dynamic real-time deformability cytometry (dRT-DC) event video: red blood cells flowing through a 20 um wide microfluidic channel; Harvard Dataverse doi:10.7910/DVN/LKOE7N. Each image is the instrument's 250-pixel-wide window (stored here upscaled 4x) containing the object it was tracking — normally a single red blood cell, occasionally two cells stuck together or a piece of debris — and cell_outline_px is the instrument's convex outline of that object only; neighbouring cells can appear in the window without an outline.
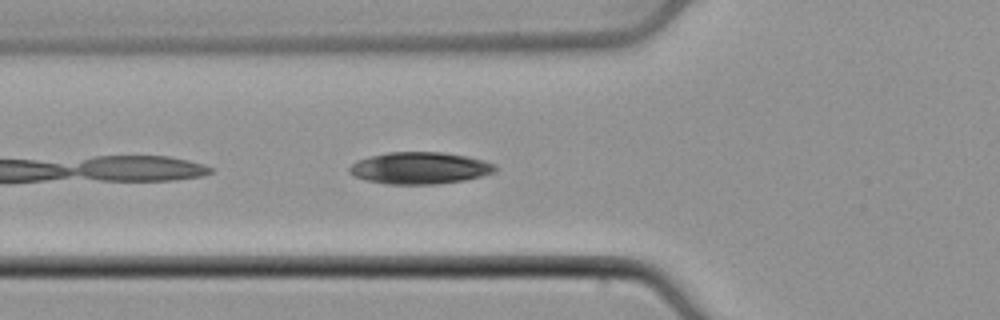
{"species": "common noctule bat (a hibernating species)", "species_latin": "Nyctalus noctula", "temperature_condition": "cold", "stored_images_in_passage": 8, "camera_frame_rate_fps": 3000, "um_per_image_px": 0.085, "animal": {"sex": "male", "body_mass_g": 21.5, "forearm_length_mm": 52.0}, "frame": {"image": 1, "passage_image": 3, "time_ms": 0.667, "image_size_px": [1000, 320], "cell_outline_px": [[496, 172], [464, 180], [436, 184], [388, 184], [368, 180], [356, 176], [348, 172], [348, 168], [356, 160], [368, 156], [388, 152], [440, 152], [468, 156], [484, 160], [496, 164]], "centroid_in_image_um": [35.69, 14.27], "position_along_channel_um": 90.1, "area_um2": 27.11}}